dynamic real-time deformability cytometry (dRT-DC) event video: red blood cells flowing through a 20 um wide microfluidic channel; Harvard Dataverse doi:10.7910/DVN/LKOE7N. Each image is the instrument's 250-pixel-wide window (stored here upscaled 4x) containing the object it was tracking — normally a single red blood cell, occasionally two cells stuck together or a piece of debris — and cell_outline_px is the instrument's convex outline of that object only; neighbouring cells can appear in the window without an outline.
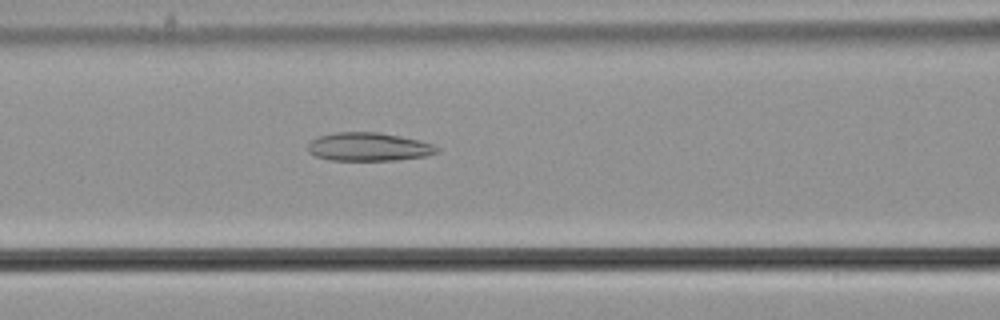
{"species": "common noctule bat (a hibernating species)", "species_latin": "Nyctalus noctula", "temperature_condition": "cold", "stored_images_in_passage": 39, "camera_frame_rate_fps": 3000, "um_per_image_px": 0.085, "animal": {"sex": "male", "body_mass_g": 21.5, "forearm_length_mm": 52.0}, "frame": {"image": 1, "passage_image": 11, "time_ms": 3.333, "image_size_px": [1000, 320], "cell_outline_px": [[440, 152], [428, 156], [396, 160], [332, 160], [316, 156], [308, 152], [308, 144], [312, 140], [320, 136], [336, 132], [380, 132], [420, 140], [432, 144], [440, 148]], "centroid_in_image_um": [31.39, 12.48], "position_along_channel_um": 135.2, "area_um2": 21.44}}
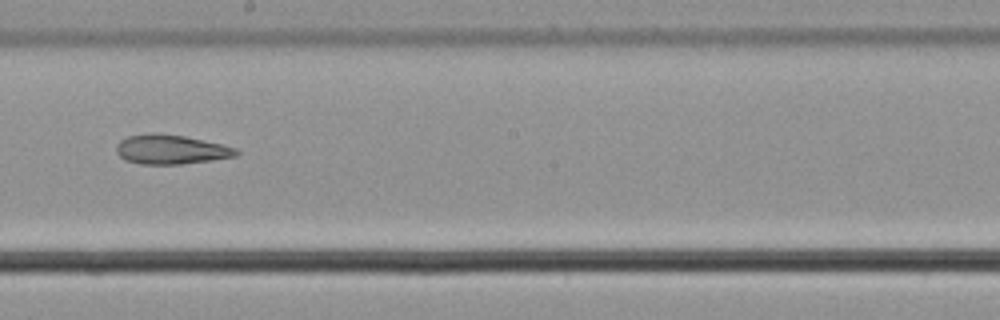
{"frame": {"image": 2, "passage_image": 19, "time_ms": 6.0, "image_size_px": [1000, 320], "cell_outline_px": [[240, 152], [236, 156], [212, 160], [180, 164], [140, 164], [124, 160], [116, 152], [116, 144], [120, 140], [128, 136], [184, 136], [220, 144], [236, 148]], "centroid_in_image_um": [14.54, 12.75], "position_along_channel_um": 233.7, "area_um2": 19.71}}
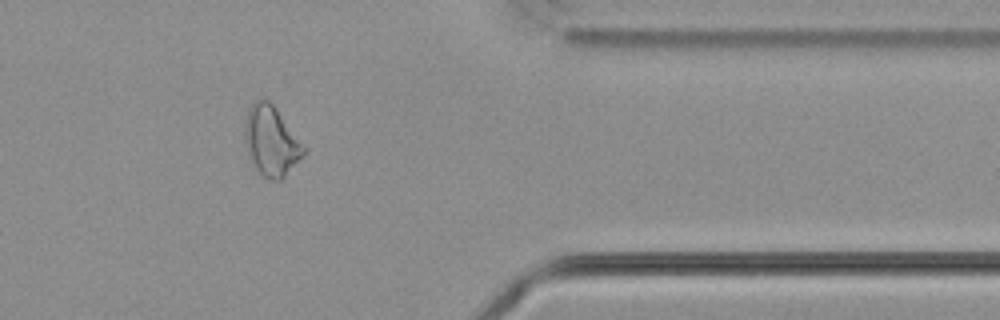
{"frame": {"image": 3, "passage_image": 33, "time_ms": 10.667, "image_size_px": [1000, 320], "cell_outline_px": [[308, 148], [284, 176], [280, 180], [272, 180], [264, 176], [252, 164], [244, 140], [244, 124], [248, 112], [252, 104], [256, 100], [268, 100], [276, 108]], "centroid_in_image_um": [23.05, 11.97], "position_along_channel_um": 388.3, "area_um2": 23.7}}